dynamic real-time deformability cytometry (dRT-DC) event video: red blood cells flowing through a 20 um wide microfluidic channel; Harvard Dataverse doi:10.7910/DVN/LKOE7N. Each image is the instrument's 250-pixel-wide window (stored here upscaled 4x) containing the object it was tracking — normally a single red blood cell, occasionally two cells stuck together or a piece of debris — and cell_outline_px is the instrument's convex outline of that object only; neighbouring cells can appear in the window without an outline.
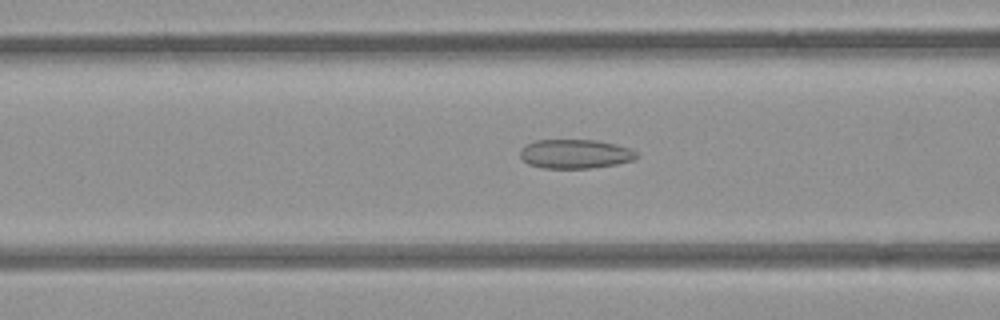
{"species": "common noctule bat (a hibernating species)", "species_latin": "Nyctalus noctula", "temperature_condition": "room temperature", "stored_images_in_passage": 53, "camera_frame_rate_fps": 3000, "um_per_image_px": 0.085, "animal": {"sex": "female", "body_mass_g": 21.9}, "frame": {"image": 1, "passage_image": 21, "time_ms": 6.667, "image_size_px": [1000, 320], "cell_outline_px": [[640, 156], [632, 160], [616, 164], [588, 168], [544, 168], [528, 164], [520, 156], [520, 148], [536, 140], [596, 140], [632, 148]], "centroid_in_image_um": [48.9, 13.08], "position_along_channel_um": 117.7, "area_um2": 19.71}}
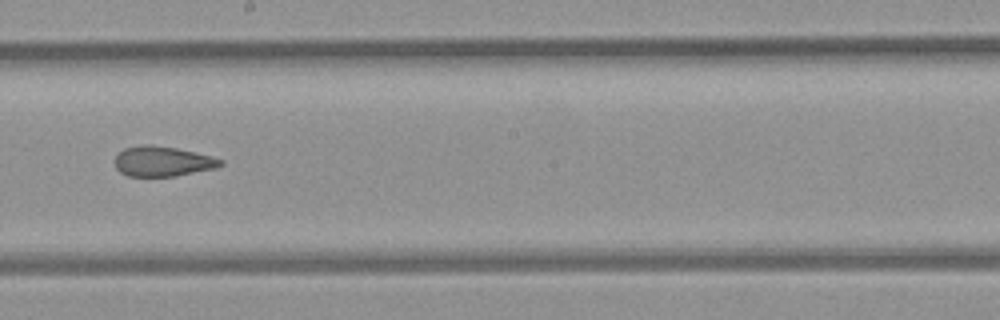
{"frame": {"image": 2, "passage_image": 30, "time_ms": 9.667, "image_size_px": [1000, 320], "cell_outline_px": [[224, 164], [216, 168], [176, 176], [128, 176], [120, 172], [116, 168], [116, 156], [124, 148], [140, 144], [152, 144], [176, 148], [212, 156], [224, 160]], "centroid_in_image_um": [13.84, 13.71], "position_along_channel_um": 234.4, "area_um2": 18.61}}
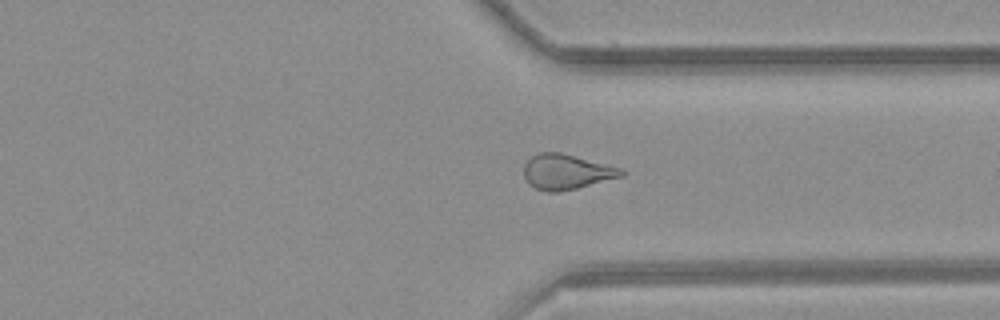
{"frame": {"image": 3, "passage_image": 40, "time_ms": 13.0, "image_size_px": [1000, 320], "cell_outline_px": [[624, 176], [576, 188], [556, 192], [548, 192], [536, 188], [528, 184], [524, 176], [524, 164], [536, 152], [560, 152], [620, 168], [624, 172]], "centroid_in_image_um": [48.1, 14.6], "position_along_channel_um": 363.3, "area_um2": 19.77}, "authors_computed_cell_mechanics": {"area_um2": 20.6346, "velocity_mm_per_s": 3.8799, "shape_relaxation_time_tau1_ms": null, "shape_relaxation_time_tau2_ms": 2.8021, "deformation_change_tau1": null, "deformation_change_tau2": 0.111}}